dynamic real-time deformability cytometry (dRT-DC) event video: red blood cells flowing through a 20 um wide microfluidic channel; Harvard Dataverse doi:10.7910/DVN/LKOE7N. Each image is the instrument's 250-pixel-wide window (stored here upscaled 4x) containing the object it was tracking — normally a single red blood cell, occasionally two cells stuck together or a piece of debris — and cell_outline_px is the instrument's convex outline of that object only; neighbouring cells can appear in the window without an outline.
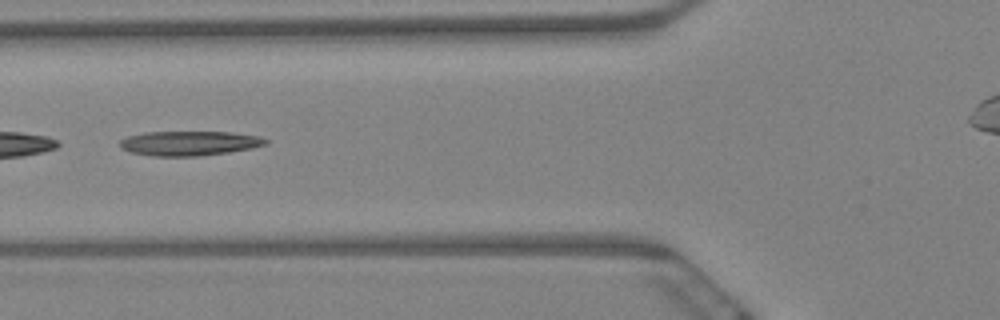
{"species": "Egyptian fruit bat (a non-hibernating species)", "species_latin": "Rousettus aegyptiacus", "temperature_condition": "warm", "stored_images_in_passage": 14, "camera_frame_rate_fps": 3000, "um_per_image_px": 0.085, "animal": {"sex": "female"}, "frame": {"image": 1, "passage_image": 5, "time_ms": 1.333, "image_size_px": [1000, 320], "cell_outline_px": [[268, 144], [252, 148], [228, 152], [196, 156], [152, 156], [132, 152], [120, 148], [120, 140], [128, 136], [144, 132], [232, 132], [260, 136], [268, 140]], "centroid_in_image_um": [16.11, 12.17], "position_along_channel_um": 109.7, "area_um2": 20.87}}